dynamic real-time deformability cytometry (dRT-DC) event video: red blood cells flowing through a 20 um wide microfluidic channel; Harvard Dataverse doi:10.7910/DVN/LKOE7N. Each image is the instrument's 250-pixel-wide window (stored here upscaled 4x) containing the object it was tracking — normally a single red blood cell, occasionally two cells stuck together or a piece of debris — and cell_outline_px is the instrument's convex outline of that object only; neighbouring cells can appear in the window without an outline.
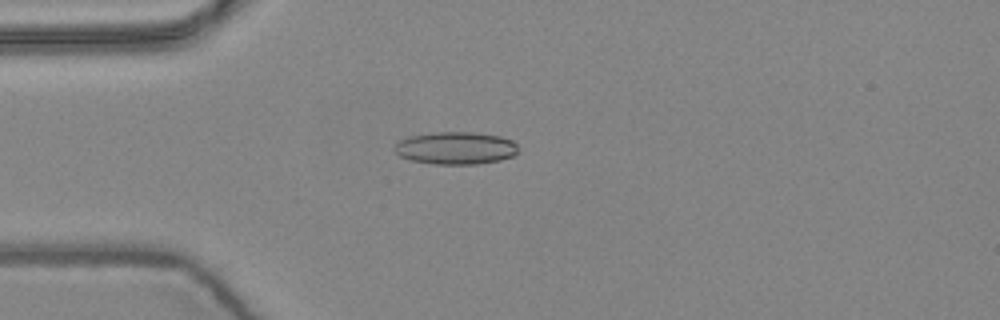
{"species": "common noctule bat (a hibernating species)", "species_latin": "Nyctalus noctula", "temperature_condition": "warm", "stored_images_in_passage": 8, "camera_frame_rate_fps": 3000, "um_per_image_px": 0.085, "animal": {"sex": "female", "body_mass_g": 24.6, "forearm_length_mm": 56.2}, "frame": {"image": 1, "passage_image": 3, "time_ms": 0.667, "image_size_px": [1000, 320], "cell_outline_px": [[516, 152], [512, 156], [500, 160], [476, 164], [432, 164], [412, 160], [400, 156], [392, 148], [400, 140], [412, 136], [432, 132], [476, 132], [500, 136], [512, 140], [516, 144]], "centroid_in_image_um": [38.72, 12.58], "position_along_channel_um": 46.3, "area_um2": 23.35}}
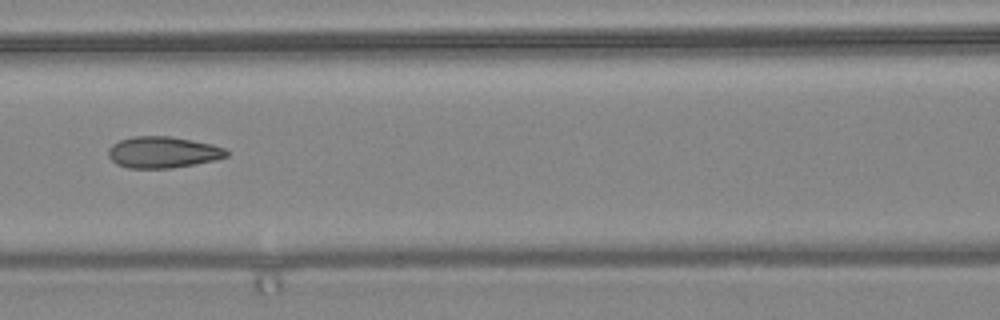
{"frame": {"image": 2, "passage_image": 6, "time_ms": 1.667, "image_size_px": [1000, 320], "cell_outline_px": [[228, 156], [216, 160], [172, 168], [128, 168], [116, 164], [108, 156], [108, 148], [112, 144], [120, 140], [132, 136], [172, 136], [212, 144], [224, 148], [228, 152]], "centroid_in_image_um": [13.83, 12.94], "position_along_channel_um": 152.8, "area_um2": 21.73}}
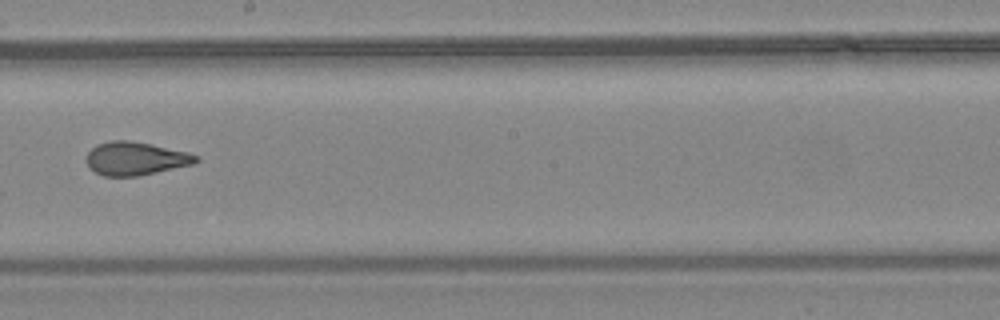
{"frame": {"image": 3, "passage_image": 8, "time_ms": 2.333, "image_size_px": [1000, 320], "cell_outline_px": [[200, 160], [192, 164], [156, 172], [136, 176], [104, 176], [88, 168], [88, 152], [96, 144], [112, 140], [128, 140], [188, 152], [200, 156]], "centroid_in_image_um": [11.52, 13.47], "position_along_channel_um": 236.7, "area_um2": 20.98}}